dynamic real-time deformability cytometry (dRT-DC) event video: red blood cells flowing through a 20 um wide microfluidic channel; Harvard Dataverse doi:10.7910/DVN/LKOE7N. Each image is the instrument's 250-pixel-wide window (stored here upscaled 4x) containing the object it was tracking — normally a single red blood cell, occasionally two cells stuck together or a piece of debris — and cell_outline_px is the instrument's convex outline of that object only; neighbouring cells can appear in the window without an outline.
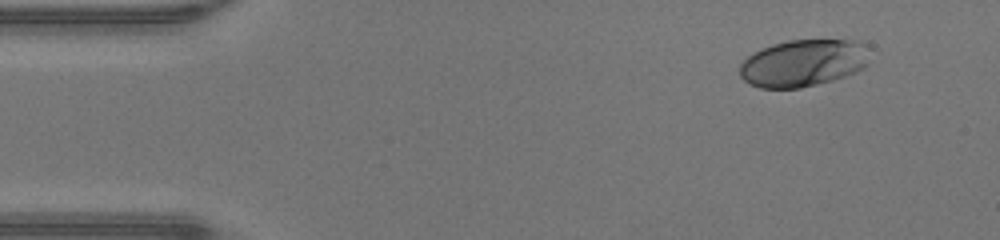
{"species": "human", "species_latin": "Homo sapiens", "temperature_condition": "warm", "stored_images_in_passage": 44, "camera_frame_rate_fps": 3000, "um_per_image_px": 0.085, "donor": {"sex": "male"}, "frame": {"image": 1, "passage_image": 1, "time_ms": 0.0, "image_size_px": [1000, 240], "cell_outline_px": [[872, 48], [868, 64], [864, 68], [856, 72], [832, 80], [800, 88], [760, 88], [748, 84], [740, 76], [740, 64], [748, 56], [760, 48], [772, 44], [788, 40], [856, 40], [868, 44]], "centroid_in_image_um": [68.33, 5.34], "position_along_channel_um": 16.7, "area_um2": 36.24}}
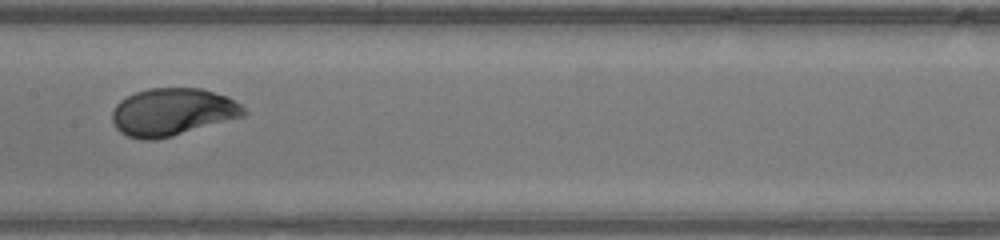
{"frame": {"image": 2, "passage_image": 20, "time_ms": 6.333, "image_size_px": [1000, 240], "cell_outline_px": [[248, 112], [244, 116], [172, 136], [156, 140], [140, 140], [128, 136], [120, 132], [116, 128], [112, 120], [112, 112], [116, 104], [120, 100], [136, 92], [148, 88], [200, 88], [228, 96], [240, 104]], "centroid_in_image_um": [14.65, 9.52], "position_along_channel_um": 192.8, "area_um2": 36.47}}
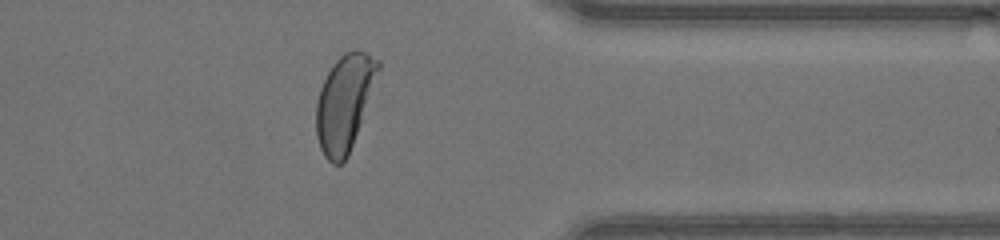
{"frame": {"image": 3, "passage_image": 34, "time_ms": 11.0, "image_size_px": [1000, 240], "cell_outline_px": [[380, 68], [348, 156], [340, 164], [332, 164], [324, 156], [320, 148], [316, 136], [316, 100], [320, 88], [332, 64], [344, 52], [356, 48], [380, 60]], "centroid_in_image_um": [29.25, 8.71], "position_along_channel_um": 382.1, "area_um2": 34.33}, "authors_computed_cell_mechanics": {"area_um2": 36.0672, "velocity_mm_per_s": 4.3516, "shape_relaxation_time_tau1_ms": 2.7468, "shape_relaxation_time_tau2_ms": null, "deformation_change_tau1": 0.1739, "deformation_change_tau2": null}}